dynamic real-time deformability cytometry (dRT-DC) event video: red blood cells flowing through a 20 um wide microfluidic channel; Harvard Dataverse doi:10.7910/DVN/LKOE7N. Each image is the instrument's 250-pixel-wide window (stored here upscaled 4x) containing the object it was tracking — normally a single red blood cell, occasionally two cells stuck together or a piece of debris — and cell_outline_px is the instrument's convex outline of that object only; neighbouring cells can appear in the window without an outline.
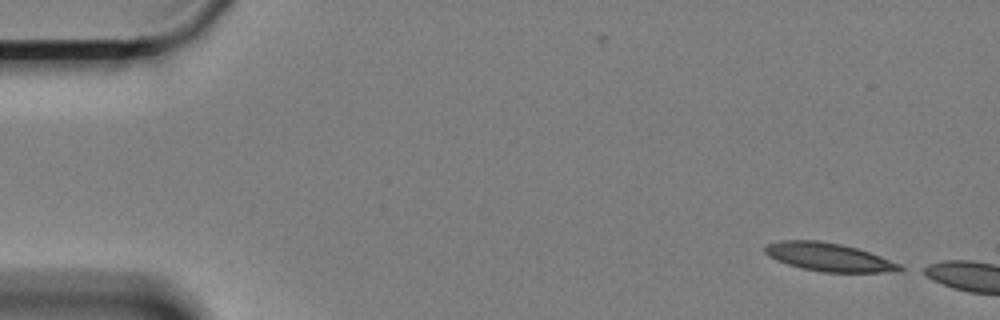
{"species": "Egyptian fruit bat (a non-hibernating species)", "species_latin": "Rousettus aegyptiacus", "temperature_condition": "cold", "stored_images_in_passage": 5, "camera_frame_rate_fps": 3000, "um_per_image_px": 0.085, "animal": {"sex": "female"}, "frame": {"image": 1, "passage_image": 1, "time_ms": 0.0, "image_size_px": [1000, 320], "cell_outline_px": [[908, 268], [900, 272], [824, 272], [800, 268], [776, 260], [768, 256], [764, 252], [764, 248], [768, 244], [780, 240], [816, 240], [840, 244], [856, 248], [880, 256], [900, 264]], "centroid_in_image_um": [70.47, 21.86], "position_along_channel_um": 14.5, "area_um2": 22.25}}